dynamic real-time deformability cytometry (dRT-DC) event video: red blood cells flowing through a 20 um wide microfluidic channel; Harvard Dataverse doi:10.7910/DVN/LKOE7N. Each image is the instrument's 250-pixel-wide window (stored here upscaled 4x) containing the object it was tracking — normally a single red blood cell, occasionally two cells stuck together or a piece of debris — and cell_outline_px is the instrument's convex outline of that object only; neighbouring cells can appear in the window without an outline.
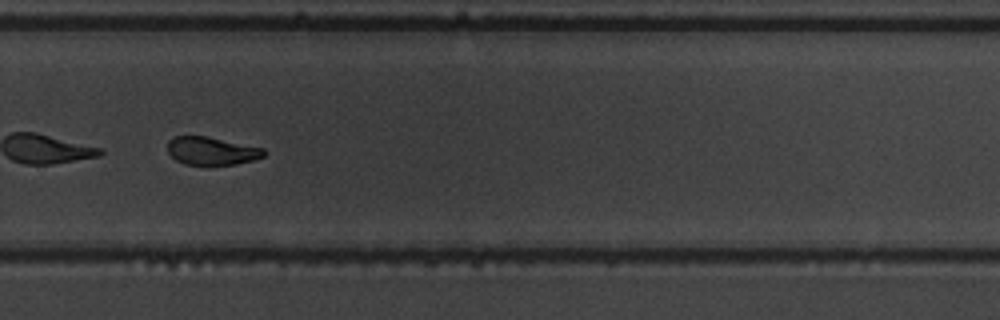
{"species": "common noctule bat (a hibernating species)", "species_latin": "Nyctalus noctula", "temperature_condition": "warm", "stored_images_in_passage": 56, "camera_frame_rate_fps": 3000, "um_per_image_px": 0.085, "animal": {"sex": "male", "body_mass_g": 19.5, "forearm_length_mm": 54.6}, "frame": {"image": 1, "passage_image": 40, "time_ms": 13.0, "image_size_px": [1000, 320], "cell_outline_px": [[264, 156], [252, 160], [236, 164], [184, 164], [176, 160], [168, 152], [168, 140], [176, 136], [204, 136], [264, 148]], "centroid_in_image_um": [17.96, 12.82], "position_along_channel_um": 311.8, "area_um2": 15.37}, "authors_computed_cell_mechanics": {"area_um2": 24.276, "velocity_mm_per_s": 3.675, "shape_relaxation_time_tau1_ms": 4.3164, "shape_relaxation_time_tau2_ms": 4.2703, "deformation_change_tau1": 0.1543, "deformation_change_tau2": 0.1068}}